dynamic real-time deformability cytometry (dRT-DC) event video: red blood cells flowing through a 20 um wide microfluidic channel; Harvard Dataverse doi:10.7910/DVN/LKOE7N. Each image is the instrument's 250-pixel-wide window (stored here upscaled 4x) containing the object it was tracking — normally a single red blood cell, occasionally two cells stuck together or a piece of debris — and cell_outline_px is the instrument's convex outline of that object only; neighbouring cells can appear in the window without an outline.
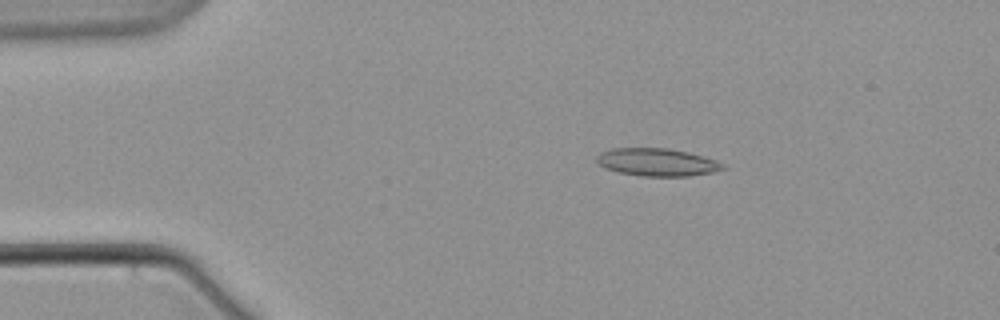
{"species": "common noctule bat (a hibernating species)", "species_latin": "Nyctalus noctula", "temperature_condition": "warm", "stored_images_in_passage": 6, "camera_frame_rate_fps": 3000, "um_per_image_px": 0.085, "animal": {"sex": "male", "body_mass_g": 21.5, "forearm_length_mm": 52.0}, "frame": {"image": 1, "passage_image": 4, "time_ms": 3.333, "image_size_px": [1000, 320], "cell_outline_px": [[728, 168], [712, 172], [688, 176], [640, 176], [620, 172], [604, 168], [596, 160], [596, 156], [600, 152], [612, 148], [668, 148], [688, 152], [704, 156], [716, 160], [724, 164]], "centroid_in_image_um": [55.86, 13.78], "position_along_channel_um": 29.1, "area_um2": 20.46}}